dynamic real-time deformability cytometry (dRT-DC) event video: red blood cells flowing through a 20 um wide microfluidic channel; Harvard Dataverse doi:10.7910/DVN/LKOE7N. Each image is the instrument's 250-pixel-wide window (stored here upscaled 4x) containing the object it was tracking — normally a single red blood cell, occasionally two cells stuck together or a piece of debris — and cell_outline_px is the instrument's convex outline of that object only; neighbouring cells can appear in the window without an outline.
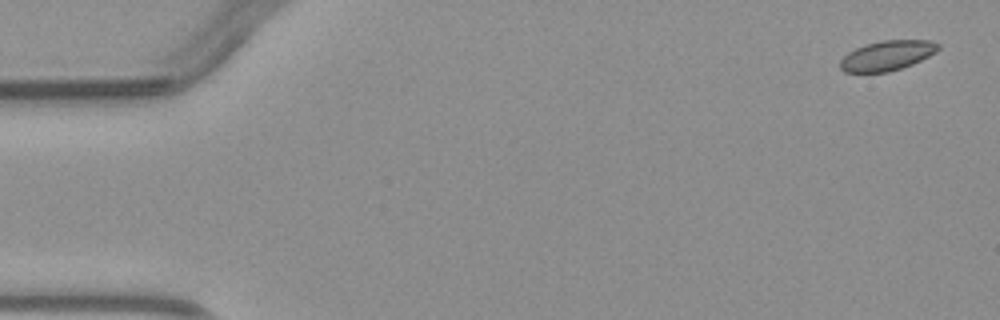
{"species": "common noctule bat (a hibernating species)", "species_latin": "Nyctalus noctula", "temperature_condition": "warm", "stored_images_in_passage": 4, "camera_frame_rate_fps": 3000, "um_per_image_px": 0.085, "animal": {"sex": "male", "body_mass_g": 23.1, "forearm_length_mm": 52.7}, "frame": {"image": 1, "passage_image": 1, "time_ms": 0.0, "image_size_px": [1000, 320], "cell_outline_px": [[940, 48], [936, 52], [912, 64], [888, 72], [844, 72], [840, 68], [840, 60], [848, 52], [864, 44], [884, 40], [932, 40], [940, 44]], "centroid_in_image_um": [75.41, 4.71], "position_along_channel_um": 9.6, "area_um2": 17.05}}
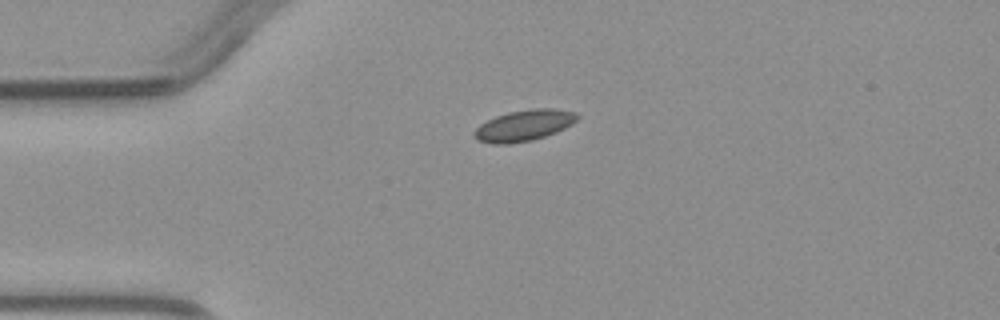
{"frame": {"image": 2, "passage_image": 4, "time_ms": 3.333, "image_size_px": [1000, 320], "cell_outline_px": [[580, 116], [572, 124], [556, 132], [532, 140], [508, 144], [492, 144], [476, 140], [472, 136], [472, 132], [480, 124], [496, 116], [508, 112], [532, 108], [556, 108], [576, 112]], "centroid_in_image_um": [44.52, 10.66], "position_along_channel_um": 40.5, "area_um2": 18.84}}